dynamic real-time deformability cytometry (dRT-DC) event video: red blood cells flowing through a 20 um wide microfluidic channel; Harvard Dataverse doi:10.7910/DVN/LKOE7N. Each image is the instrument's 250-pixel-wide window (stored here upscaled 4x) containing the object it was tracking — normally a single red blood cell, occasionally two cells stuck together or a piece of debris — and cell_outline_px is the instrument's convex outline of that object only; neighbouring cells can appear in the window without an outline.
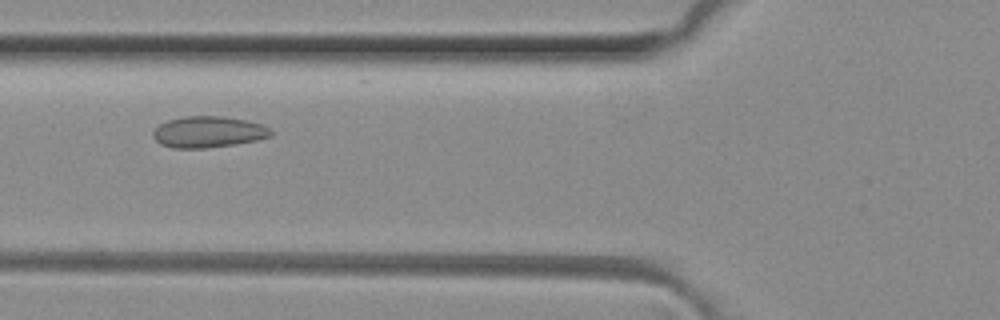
{"species": "common noctule bat (a hibernating species)", "species_latin": "Nyctalus noctula", "temperature_condition": "room temperature", "stored_images_in_passage": 36, "camera_frame_rate_fps": 3000, "um_per_image_px": 0.085, "animal": {"sex": "female", "body_mass_g": 29.2, "forearm_length_mm": 56.3}, "frame": {"image": 1, "passage_image": 7, "time_ms": 2.0, "image_size_px": [1000, 320], "cell_outline_px": [[272, 136], [256, 140], [236, 144], [204, 148], [172, 148], [160, 144], [152, 136], [152, 132], [160, 124], [168, 120], [184, 116], [220, 116], [244, 120], [264, 124], [272, 132]], "centroid_in_image_um": [17.69, 11.22], "position_along_channel_um": 108.1, "area_um2": 21.44}}
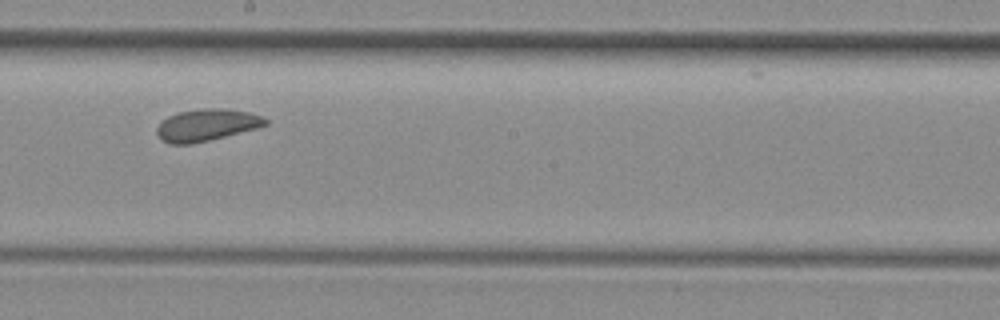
{"frame": {"image": 2, "passage_image": 16, "time_ms": 5.0, "image_size_px": [1000, 320], "cell_outline_px": [[268, 124], [256, 128], [192, 144], [172, 144], [160, 140], [156, 132], [156, 128], [168, 116], [180, 112], [200, 108], [220, 108], [248, 112], [264, 116], [268, 120]], "centroid_in_image_um": [17.55, 10.62], "position_along_channel_um": 230.6, "area_um2": 20.06}}
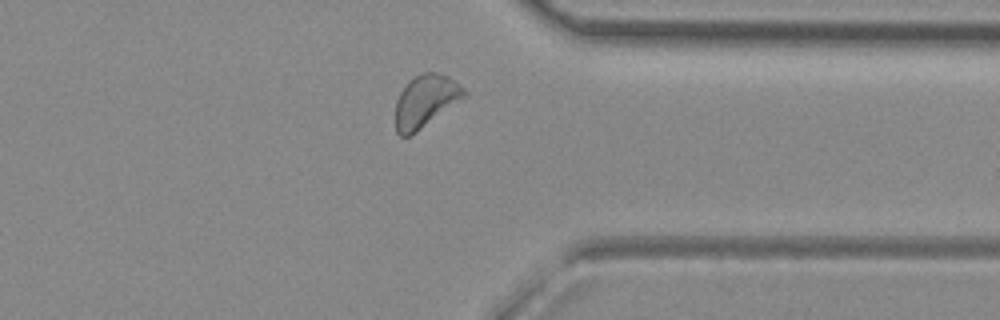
{"frame": {"image": 3, "passage_image": 27, "time_ms": 8.667, "image_size_px": [1000, 320], "cell_outline_px": [[468, 96], [412, 136], [400, 136], [396, 132], [396, 100], [400, 92], [408, 80], [420, 72], [436, 72], [448, 76], [456, 80], [468, 92]], "centroid_in_image_um": [36.2, 8.59], "position_along_channel_um": 375.2, "area_um2": 21.56}, "authors_computed_cell_mechanics": {"area_um2": 20.3167, "velocity_mm_per_s": 4.0892, "shape_relaxation_time_tau1_ms": 6.1155, "shape_relaxation_time_tau2_ms": 3.3507, "deformation_change_tau1": 0.0687, "deformation_change_tau2": 0.0797}}